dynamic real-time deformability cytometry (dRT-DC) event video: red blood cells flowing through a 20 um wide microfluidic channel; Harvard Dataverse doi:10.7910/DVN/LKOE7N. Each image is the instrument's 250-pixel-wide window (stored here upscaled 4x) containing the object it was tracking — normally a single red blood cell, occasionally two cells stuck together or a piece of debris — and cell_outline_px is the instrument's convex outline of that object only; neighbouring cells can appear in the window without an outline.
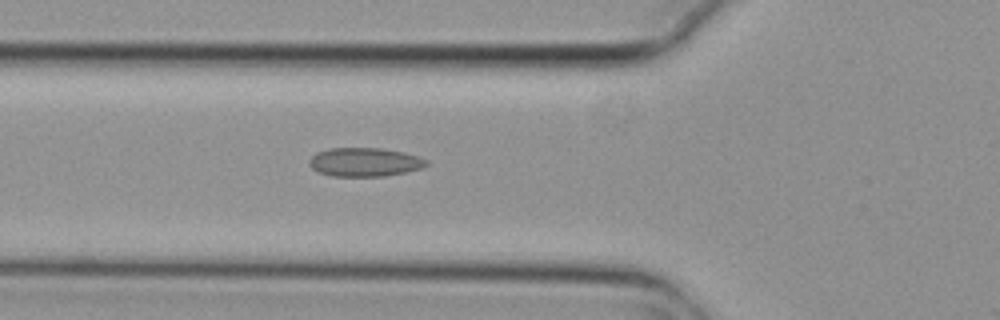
{"species": "common noctule bat (a hibernating species)", "species_latin": "Nyctalus noctula", "temperature_condition": "cold", "stored_images_in_passage": 7, "segment_of_instrument_passage": [1, 2], "camera_frame_rate_fps": 3000, "um_per_image_px": 0.085, "animal": {"sex": "female", "body_mass_g": 29.2, "forearm_length_mm": 56.3}, "frame": {"image": 1, "passage_image": 6, "time_ms": 1.667, "image_size_px": [1000, 320], "cell_outline_px": [[428, 164], [420, 168], [404, 172], [384, 176], [332, 176], [316, 172], [308, 164], [308, 160], [316, 152], [328, 148], [380, 148], [404, 152], [428, 160]], "centroid_in_image_um": [30.94, 13.77], "position_along_channel_um": 94.9, "area_um2": 19.65}}